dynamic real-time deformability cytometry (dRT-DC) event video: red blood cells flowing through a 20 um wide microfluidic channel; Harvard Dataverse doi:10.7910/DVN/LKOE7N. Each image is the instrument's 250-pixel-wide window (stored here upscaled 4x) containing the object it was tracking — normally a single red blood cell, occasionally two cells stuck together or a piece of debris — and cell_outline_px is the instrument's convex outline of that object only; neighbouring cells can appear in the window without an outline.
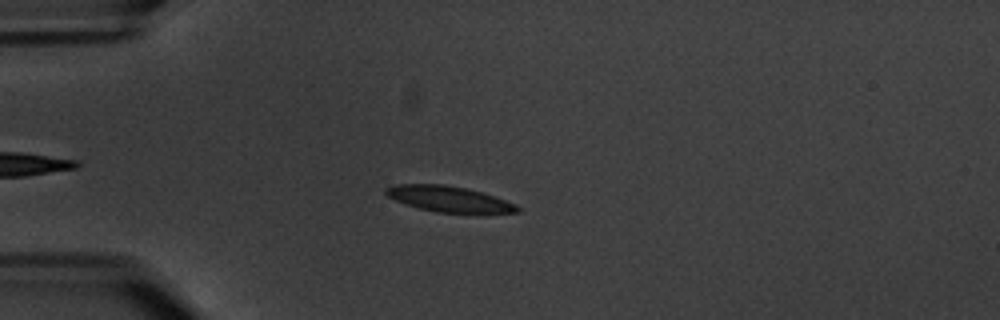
{"species": "common noctule bat (a hibernating species)", "species_latin": "Nyctalus noctula", "temperature_condition": "warm", "stored_images_in_passage": 6, "camera_frame_rate_fps": 3000, "um_per_image_px": 0.085, "animal": {"sex": "male", "body_mass_g": 20.1, "forearm_length_mm": 53.5}, "frame": {"image": 1, "passage_image": 4, "time_ms": 3.667, "image_size_px": [1000, 320], "cell_outline_px": [[520, 212], [484, 216], [436, 212], [420, 208], [396, 200], [388, 196], [384, 192], [384, 188], [392, 184], [444, 184], [464, 188], [480, 192], [516, 204], [520, 208]], "centroid_in_image_um": [38.25, 16.97], "position_along_channel_um": 46.7, "area_um2": 20.4}}